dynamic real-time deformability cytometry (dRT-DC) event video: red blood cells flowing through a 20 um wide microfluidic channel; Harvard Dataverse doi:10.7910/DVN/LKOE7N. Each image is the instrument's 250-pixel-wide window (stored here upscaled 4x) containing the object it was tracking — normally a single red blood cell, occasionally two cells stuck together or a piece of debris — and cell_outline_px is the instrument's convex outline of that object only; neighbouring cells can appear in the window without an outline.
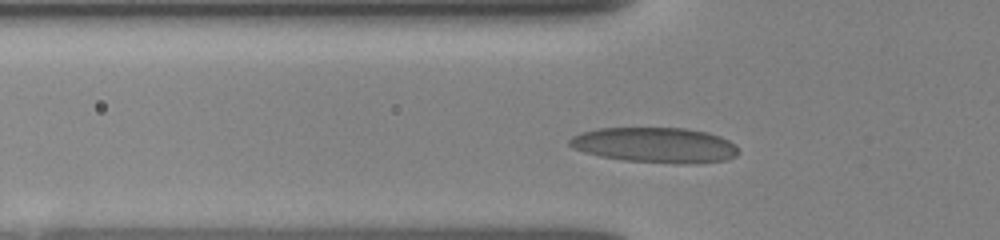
{"species": "human", "species_latin": "Homo sapiens", "temperature_condition": "room temperature", "stored_images_in_passage": 38, "camera_frame_rate_fps": 3000, "um_per_image_px": 0.085, "donor": {"sex": "female"}, "frame": {"image": 1, "passage_image": 8, "time_ms": 2.333, "image_size_px": [1000, 240], "cell_outline_px": [[740, 152], [736, 156], [724, 160], [696, 164], [684, 164], [624, 160], [600, 156], [584, 152], [572, 148], [568, 144], [568, 140], [572, 136], [584, 132], [600, 128], [684, 128], [708, 132], [720, 136], [736, 144]], "centroid_in_image_um": [55.72, 12.33], "position_along_channel_um": 70.1, "area_um2": 34.85}}
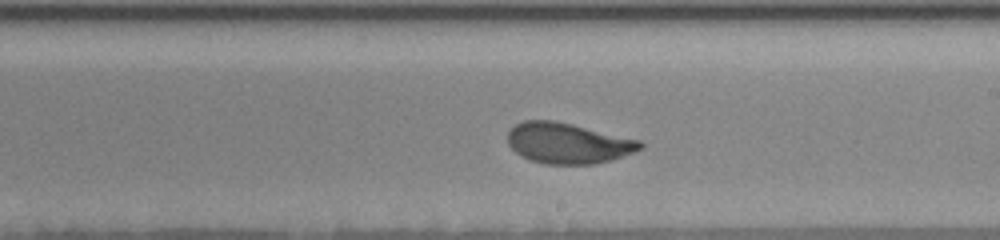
{"frame": {"image": 2, "passage_image": 21, "time_ms": 6.667, "image_size_px": [1000, 240], "cell_outline_px": [[644, 148], [636, 152], [596, 164], [544, 164], [528, 160], [520, 156], [508, 144], [508, 132], [516, 124], [524, 120], [552, 120], [572, 124], [640, 140], [644, 144]], "centroid_in_image_um": [48.28, 12.18], "position_along_channel_um": 240.7, "area_um2": 31.5}}
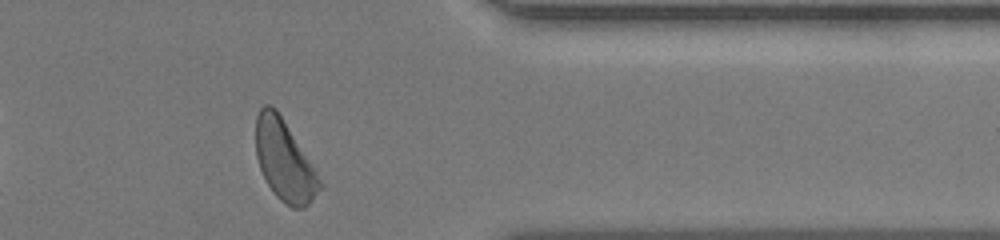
{"frame": {"image": 3, "passage_image": 33, "time_ms": 10.667, "image_size_px": [1000, 240], "cell_outline_px": [[324, 188], [304, 208], [292, 208], [284, 204], [276, 196], [268, 184], [260, 168], [256, 156], [256, 116], [260, 108], [264, 104], [268, 104], [276, 108], [312, 164], [324, 184]], "centroid_in_image_um": [24.19, 13.67], "position_along_channel_um": 387.2, "area_um2": 30.06}}